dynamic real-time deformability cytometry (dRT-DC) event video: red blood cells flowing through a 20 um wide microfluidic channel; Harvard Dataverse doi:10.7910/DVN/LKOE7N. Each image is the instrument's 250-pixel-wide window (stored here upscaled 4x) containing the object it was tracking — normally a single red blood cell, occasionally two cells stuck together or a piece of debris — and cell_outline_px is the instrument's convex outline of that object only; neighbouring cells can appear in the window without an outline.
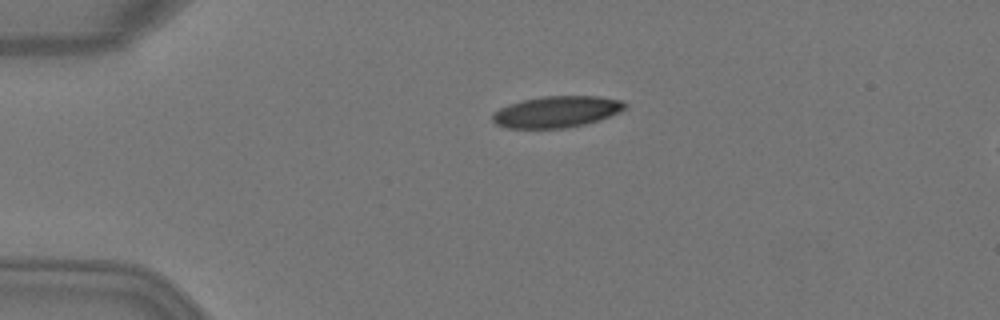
{"species": "Egyptian fruit bat (a non-hibernating species)", "species_latin": "Rousettus aegyptiacus", "temperature_condition": "warm", "stored_images_in_passage": 3, "segment_of_instrument_passage": [1, 2], "camera_frame_rate_fps": 3000, "um_per_image_px": 0.085, "animal": {"sex": "female"}, "frame": {"image": 1, "passage_image": 1, "time_ms": 0.0, "image_size_px": [1000, 320], "cell_outline_px": [[628, 108], [620, 112], [600, 120], [584, 124], [564, 128], [504, 128], [496, 124], [492, 120], [492, 112], [508, 104], [520, 100], [544, 96], [600, 96], [620, 100], [628, 104]], "centroid_in_image_um": [47.31, 9.49], "position_along_channel_um": 37.7, "area_um2": 24.51}}